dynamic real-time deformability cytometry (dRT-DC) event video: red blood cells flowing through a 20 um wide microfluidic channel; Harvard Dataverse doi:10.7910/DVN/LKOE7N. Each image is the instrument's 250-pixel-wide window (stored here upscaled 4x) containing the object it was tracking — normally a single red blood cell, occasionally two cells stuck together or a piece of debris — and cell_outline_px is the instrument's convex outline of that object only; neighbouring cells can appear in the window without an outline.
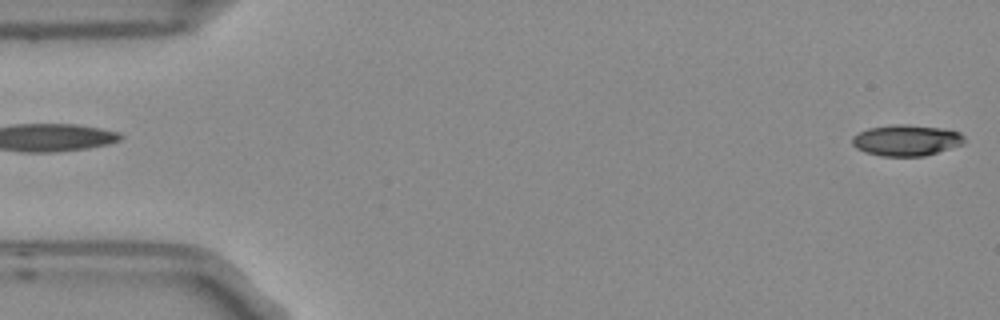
{"species": "Egyptian fruit bat (a non-hibernating species)", "species_latin": "Rousettus aegyptiacus", "temperature_condition": "room temperature", "stored_images_in_passage": 6, "segment_of_instrument_passage": [1, 2], "camera_frame_rate_fps": 3000, "um_per_image_px": 0.085, "frame": {"image": 1, "passage_image": 1, "time_ms": 0.0, "image_size_px": [1000, 320], "cell_outline_px": [[964, 144], [924, 156], [880, 156], [864, 152], [856, 148], [852, 144], [852, 136], [868, 128], [892, 124], [908, 124], [944, 128], [960, 132], [964, 136]], "centroid_in_image_um": [77.03, 11.92], "position_along_channel_um": 8.0, "area_um2": 20.52}}
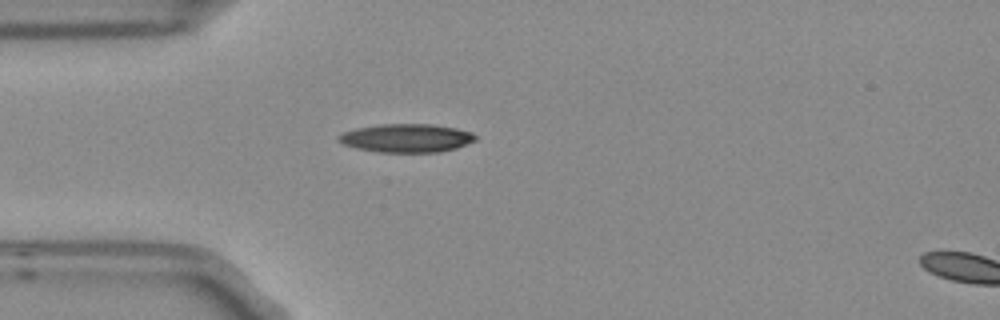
{"frame": {"image": 2, "passage_image": 5, "time_ms": 1.333, "image_size_px": [1000, 320], "cell_outline_px": [[476, 140], [456, 148], [440, 152], [376, 152], [356, 148], [344, 144], [336, 136], [344, 132], [356, 128], [380, 124], [432, 124], [456, 128], [472, 132], [476, 136]], "centroid_in_image_um": [34.56, 11.73], "position_along_channel_um": 50.4, "area_um2": 22.66}}